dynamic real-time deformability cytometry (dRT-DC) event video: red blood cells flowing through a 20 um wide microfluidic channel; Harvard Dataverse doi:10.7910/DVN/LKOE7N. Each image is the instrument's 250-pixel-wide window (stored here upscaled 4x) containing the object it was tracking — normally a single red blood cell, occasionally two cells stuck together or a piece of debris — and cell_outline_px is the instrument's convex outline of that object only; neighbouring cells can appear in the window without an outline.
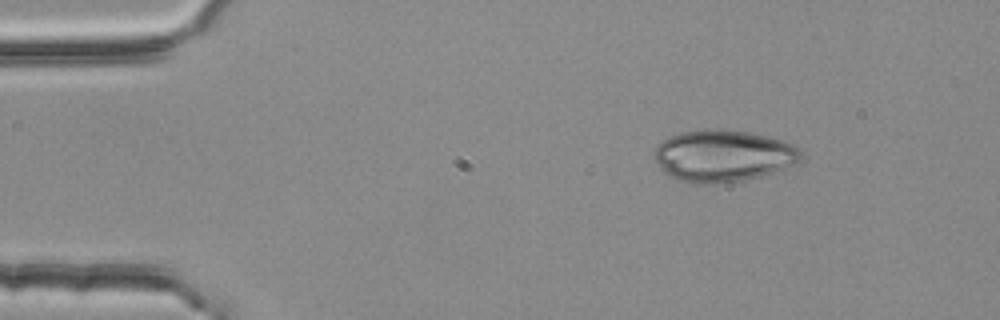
{"species": "common noctule bat (a hibernating species)", "species_latin": "Nyctalus noctula", "temperature_condition": "room temperature", "stored_images_in_passage": 3, "camera_frame_rate_fps": 3000, "um_per_image_px": 0.085, "animal": {"sex": "female", "body_mass_g": 25.1}, "frame": {"image": 1, "passage_image": 1, "time_ms": 0.0, "image_size_px": [1000, 320], "cell_outline_px": [[804, 156], [800, 160], [784, 168], [760, 176], [744, 180], [720, 184], [692, 184], [676, 180], [664, 172], [660, 168], [652, 156], [652, 152], [656, 144], [680, 132], [704, 128], [724, 128], [748, 132], [796, 144], [800, 148]], "centroid_in_image_um": [61.42, 13.24], "position_along_channel_um": 23.6, "area_um2": 45.03}}